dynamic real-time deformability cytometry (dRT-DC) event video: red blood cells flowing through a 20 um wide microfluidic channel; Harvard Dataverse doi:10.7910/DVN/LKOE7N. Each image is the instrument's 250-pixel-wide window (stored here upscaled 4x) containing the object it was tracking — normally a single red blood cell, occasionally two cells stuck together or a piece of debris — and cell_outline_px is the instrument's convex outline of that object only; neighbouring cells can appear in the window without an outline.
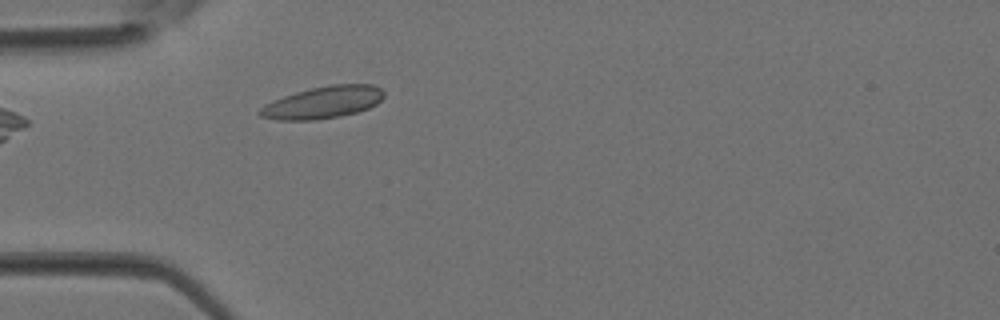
{"species": "Egyptian fruit bat (a non-hibernating species)", "species_latin": "Rousettus aegyptiacus", "temperature_condition": "room temperature", "stored_images_in_passage": 3, "camera_frame_rate_fps": 3000, "um_per_image_px": 0.085, "animal": {"sex": "female"}, "frame": {"image": 1, "passage_image": 3, "time_ms": 0.667, "image_size_px": [1000, 320], "cell_outline_px": [[384, 96], [376, 104], [368, 108], [356, 112], [340, 116], [316, 120], [276, 120], [260, 116], [256, 112], [264, 104], [272, 100], [296, 92], [312, 88], [332, 84], [372, 84], [380, 88], [384, 92]], "centroid_in_image_um": [27.42, 8.71], "position_along_channel_um": 57.6, "area_um2": 23.24}}